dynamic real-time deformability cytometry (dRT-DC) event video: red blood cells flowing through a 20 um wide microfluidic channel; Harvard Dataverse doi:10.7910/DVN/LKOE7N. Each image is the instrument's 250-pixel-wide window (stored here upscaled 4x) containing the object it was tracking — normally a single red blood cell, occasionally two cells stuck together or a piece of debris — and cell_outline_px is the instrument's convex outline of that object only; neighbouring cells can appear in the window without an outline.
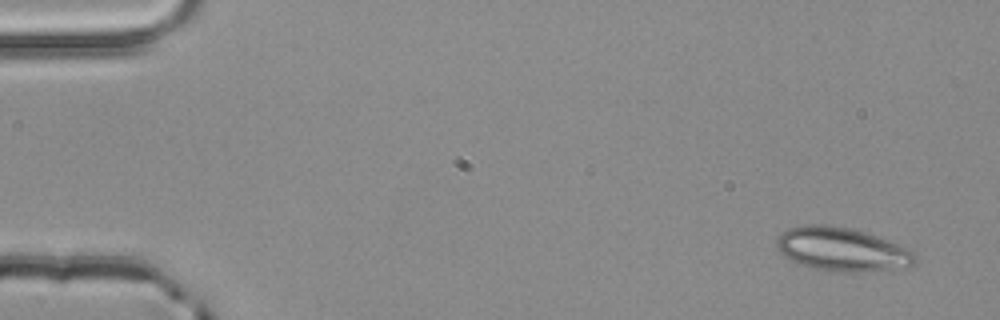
{"species": "common noctule bat (a hibernating species)", "species_latin": "Nyctalus noctula", "temperature_condition": "room temperature", "stored_images_in_passage": 4, "camera_frame_rate_fps": 3000, "um_per_image_px": 0.085, "animal": {"sex": "male", "body_mass_g": 20.4}, "frame": {"image": 1, "passage_image": 1, "time_ms": 0.0, "image_size_px": [1000, 320], "cell_outline_px": [[916, 260], [912, 264], [888, 272], [840, 272], [816, 268], [792, 260], [784, 256], [776, 248], [776, 236], [788, 228], [812, 224], [824, 224], [852, 228], [876, 236], [908, 248], [916, 252]], "centroid_in_image_um": [71.6, 21.2], "position_along_channel_um": 13.4, "area_um2": 35.37}}